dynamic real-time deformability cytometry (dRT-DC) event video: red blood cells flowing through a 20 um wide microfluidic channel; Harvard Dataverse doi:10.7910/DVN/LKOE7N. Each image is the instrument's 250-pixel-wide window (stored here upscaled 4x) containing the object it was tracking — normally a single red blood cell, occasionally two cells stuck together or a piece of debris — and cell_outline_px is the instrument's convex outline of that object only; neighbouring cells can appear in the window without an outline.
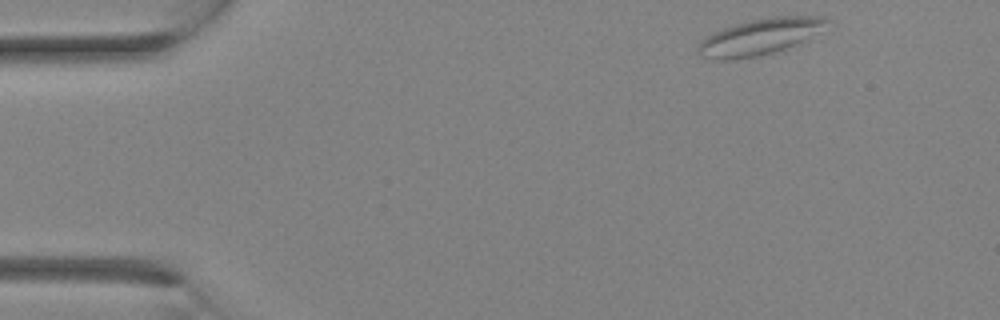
{"species": "Egyptian fruit bat (a non-hibernating species)", "species_latin": "Rousettus aegyptiacus", "temperature_condition": "room temperature", "stored_images_in_passage": 12, "camera_frame_rate_fps": 3000, "um_per_image_px": 0.085, "animal": {"sex": "female"}, "frame": {"image": 1, "passage_image": 1, "time_ms": 0.0, "image_size_px": [1000, 320], "cell_outline_px": [[832, 20], [804, 40], [784, 48], [772, 52], [756, 56], [732, 60], [716, 60], [700, 56], [696, 48], [700, 40], [724, 28], [736, 24], [752, 20], [772, 16], [824, 16]], "centroid_in_image_um": [64.53, 3.13], "position_along_channel_um": 20.5, "area_um2": 26.59}}
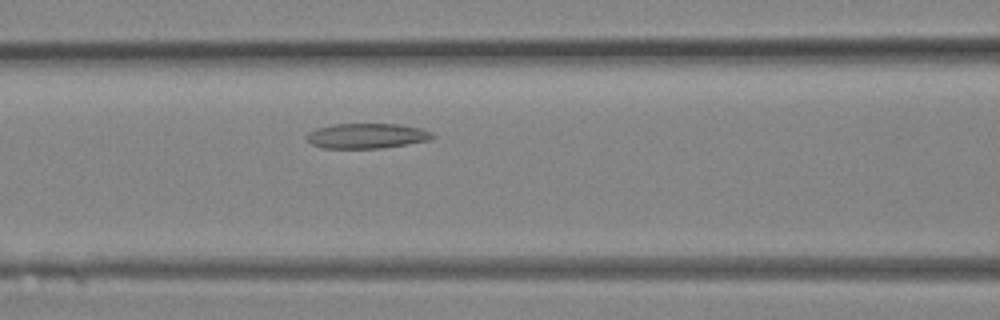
{"frame": {"image": 2, "passage_image": 10, "time_ms": 3.0, "image_size_px": [1000, 320], "cell_outline_px": [[436, 136], [432, 140], [408, 144], [380, 148], [324, 148], [312, 144], [304, 136], [308, 132], [316, 128], [332, 124], [400, 124], [420, 128], [432, 132]], "centroid_in_image_um": [31.19, 11.54], "position_along_channel_um": 135.4, "area_um2": 18.55}}
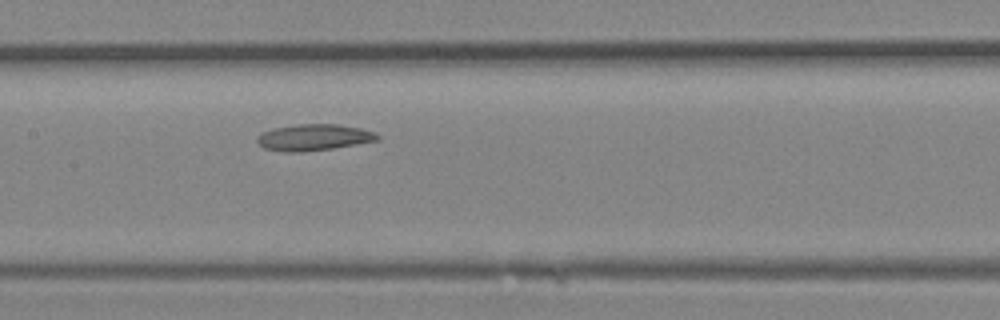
{"frame": {"image": 3, "passage_image": 12, "time_ms": 3.667, "image_size_px": [1000, 320], "cell_outline_px": [[380, 136], [376, 140], [356, 144], [332, 148], [304, 152], [284, 152], [264, 148], [256, 140], [256, 136], [260, 132], [272, 128], [296, 124], [336, 124], [360, 128], [372, 132]], "centroid_in_image_um": [26.58, 11.67], "position_along_channel_um": 180.8, "area_um2": 18.44}}